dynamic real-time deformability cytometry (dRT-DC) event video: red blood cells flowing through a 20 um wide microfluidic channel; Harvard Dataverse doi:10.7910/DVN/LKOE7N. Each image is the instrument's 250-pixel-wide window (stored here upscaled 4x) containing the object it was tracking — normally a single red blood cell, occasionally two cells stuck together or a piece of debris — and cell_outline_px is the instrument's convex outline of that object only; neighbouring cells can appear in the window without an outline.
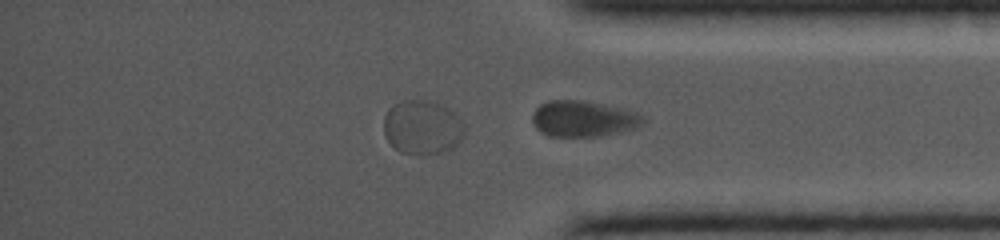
{"species": "common noctule bat (a hibernating species)", "species_latin": "Nyctalus noctula", "temperature_condition": "cold", "stored_images_in_passage": 29, "camera_frame_rate_fps": 5000, "um_per_image_px": 0.085, "animal": {"sex": "female", "body_mass_g": 19.0, "forearm_length_mm": 56.7}, "frame": {"image": 1, "passage_image": 29, "time_ms": 8.0, "image_size_px": [1000, 240], "cell_outline_px": [[644, 120], [636, 128], [620, 132], [596, 136], [548, 136], [540, 132], [532, 124], [532, 112], [540, 104], [548, 100], [580, 100], [620, 108], [636, 112]], "centroid_in_image_um": [49.5, 10.09], "position_along_channel_um": 385.7, "area_um2": 23.0}}